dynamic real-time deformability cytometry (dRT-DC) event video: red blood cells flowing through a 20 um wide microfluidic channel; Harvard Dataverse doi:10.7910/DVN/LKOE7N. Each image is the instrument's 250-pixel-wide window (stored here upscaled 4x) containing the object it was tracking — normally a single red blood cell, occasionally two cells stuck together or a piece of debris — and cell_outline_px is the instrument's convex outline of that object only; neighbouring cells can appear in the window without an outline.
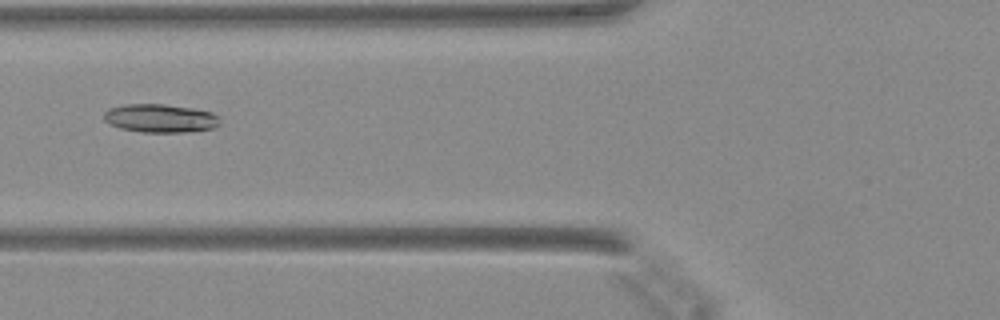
{"species": "Egyptian fruit bat (a non-hibernating species)", "species_latin": "Rousettus aegyptiacus", "temperature_condition": "warm", "stored_images_in_passage": 39, "camera_frame_rate_fps": 3000, "um_per_image_px": 0.085, "animal": {"sex": "female"}, "frame": {"image": 1, "passage_image": 10, "time_ms": 3.0, "image_size_px": [1000, 320], "cell_outline_px": [[220, 124], [216, 128], [188, 132], [144, 132], [120, 128], [104, 120], [104, 112], [108, 108], [124, 104], [164, 104], [192, 108], [212, 112], [220, 116]], "centroid_in_image_um": [13.67, 10.05], "position_along_channel_um": 112.1, "area_um2": 19.36}}
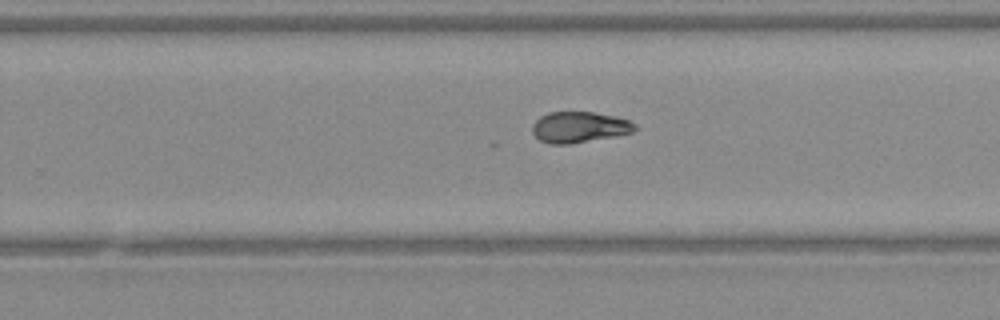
{"frame": {"image": 2, "passage_image": 22, "time_ms": 7.0, "image_size_px": [1000, 320], "cell_outline_px": [[636, 128], [632, 132], [612, 136], [568, 144], [548, 144], [540, 140], [532, 132], [532, 124], [540, 116], [548, 112], [592, 112], [616, 116], [628, 120], [636, 124]], "centroid_in_image_um": [49.2, 10.8], "position_along_channel_um": 280.6, "area_um2": 18.32}}
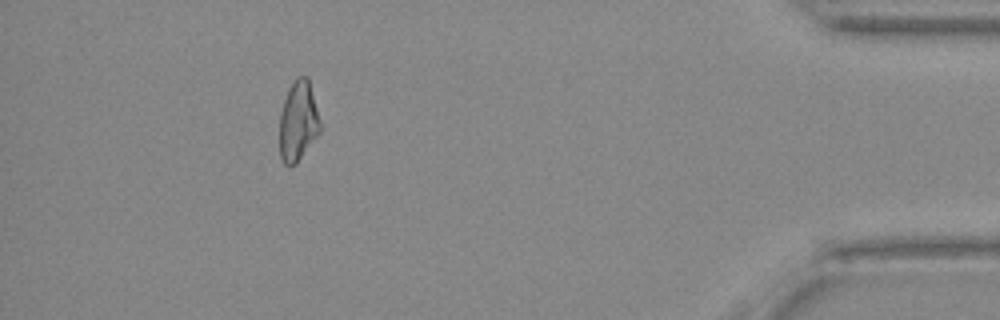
{"frame": {"image": 3, "passage_image": 35, "time_ms": 11.333, "image_size_px": [1000, 320], "cell_outline_px": [[320, 132], [296, 164], [284, 164], [280, 156], [280, 112], [288, 88], [296, 76], [308, 76], [320, 120]], "centroid_in_image_um": [25.34, 10.27], "position_along_channel_um": 409.9, "area_um2": 18.9}}